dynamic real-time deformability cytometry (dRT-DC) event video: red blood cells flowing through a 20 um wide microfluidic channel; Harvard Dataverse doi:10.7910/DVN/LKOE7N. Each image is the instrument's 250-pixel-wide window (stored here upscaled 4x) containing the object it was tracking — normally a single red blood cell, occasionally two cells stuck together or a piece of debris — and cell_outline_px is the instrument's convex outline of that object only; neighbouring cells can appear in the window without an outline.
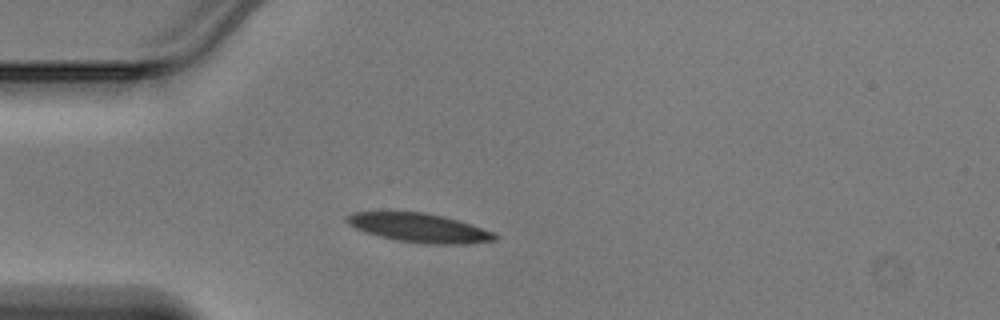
{"species": "Egyptian fruit bat (a non-hibernating species)", "species_latin": "Rousettus aegyptiacus", "temperature_condition": "warm", "stored_images_in_passage": 44, "camera_frame_rate_fps": 3000, "um_per_image_px": 0.085, "animal": {"sex": "male"}, "frame": {"image": 1, "passage_image": 10, "time_ms": 3.0, "image_size_px": [1000, 320], "cell_outline_px": [[500, 236], [496, 240], [464, 244], [428, 244], [396, 240], [380, 236], [356, 228], [348, 224], [344, 220], [344, 216], [352, 212], [424, 212], [444, 216], [496, 232]], "centroid_in_image_um": [35.66, 19.36], "position_along_channel_um": 49.3, "area_um2": 24.97}}
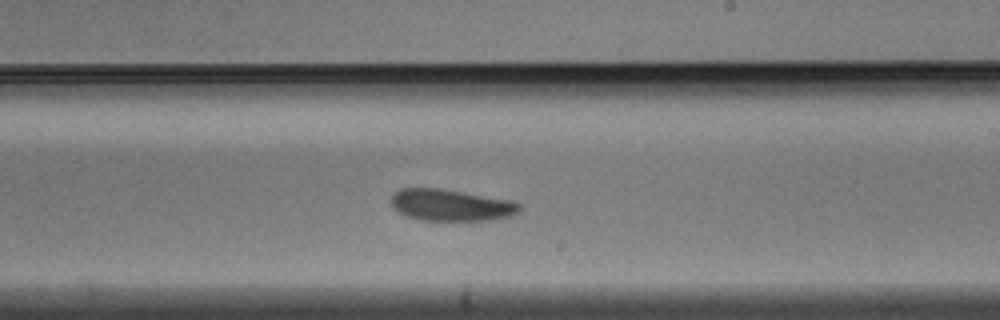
{"frame": {"image": 2, "passage_image": 25, "time_ms": 8.0, "image_size_px": [1000, 320], "cell_outline_px": [[520, 208], [512, 216], [488, 220], [420, 220], [408, 216], [400, 212], [392, 204], [392, 196], [400, 188], [440, 188], [512, 200], [520, 204]], "centroid_in_image_um": [38.36, 17.43], "position_along_channel_um": 250.6, "area_um2": 23.41}}
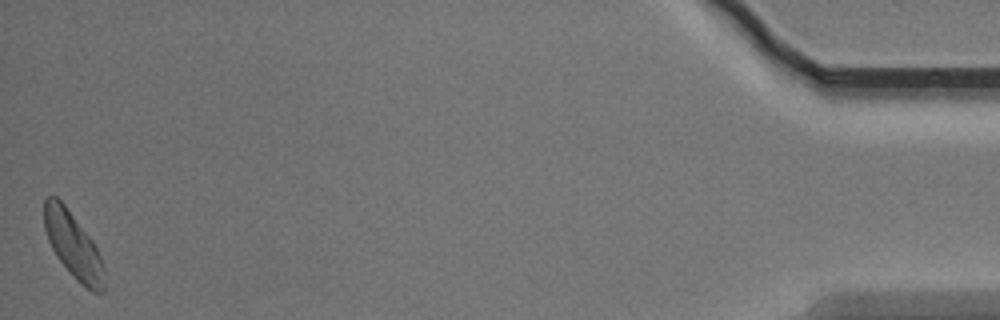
{"frame": {"image": 3, "passage_image": 44, "time_ms": 14.333, "image_size_px": [1000, 320], "cell_outline_px": [[104, 292], [92, 292], [80, 284], [72, 276], [56, 256], [48, 240], [44, 228], [44, 200], [48, 196], [56, 196], [64, 204], [92, 240], [100, 256], [104, 268]], "centroid_in_image_um": [6.21, 20.87], "position_along_channel_um": 429.0, "area_um2": 22.89}}